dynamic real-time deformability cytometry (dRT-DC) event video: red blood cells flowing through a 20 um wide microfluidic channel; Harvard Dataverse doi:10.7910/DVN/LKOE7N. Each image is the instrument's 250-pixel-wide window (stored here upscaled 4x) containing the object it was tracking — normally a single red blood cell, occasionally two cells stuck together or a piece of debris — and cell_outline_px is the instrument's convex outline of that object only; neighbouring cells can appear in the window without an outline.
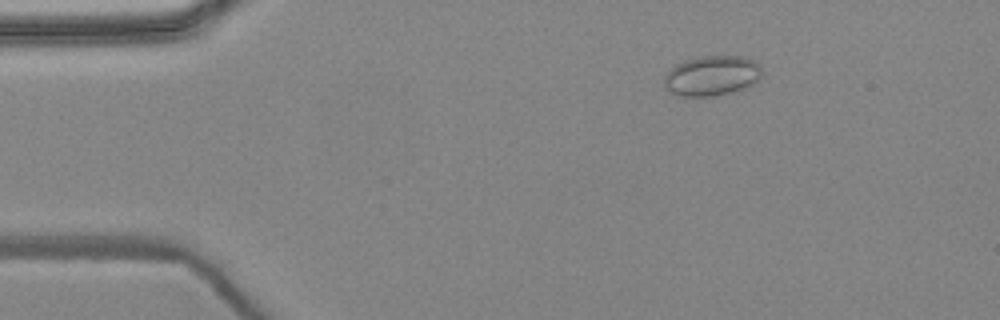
{"species": "common noctule bat (a hibernating species)", "species_latin": "Nyctalus noctula", "temperature_condition": "warm", "stored_images_in_passage": 4, "camera_frame_rate_fps": 3000, "um_per_image_px": 0.085, "animal": {"sex": "female", "body_mass_g": 24.6, "forearm_length_mm": 56.2}, "frame": {"image": 1, "passage_image": 3, "time_ms": 0.667, "image_size_px": [1000, 320], "cell_outline_px": [[764, 72], [748, 88], [736, 92], [712, 96], [680, 96], [668, 92], [664, 84], [664, 76], [676, 64], [684, 60], [700, 56], [744, 56], [760, 64]], "centroid_in_image_um": [60.53, 6.44], "position_along_channel_um": 24.5, "area_um2": 23.18}}